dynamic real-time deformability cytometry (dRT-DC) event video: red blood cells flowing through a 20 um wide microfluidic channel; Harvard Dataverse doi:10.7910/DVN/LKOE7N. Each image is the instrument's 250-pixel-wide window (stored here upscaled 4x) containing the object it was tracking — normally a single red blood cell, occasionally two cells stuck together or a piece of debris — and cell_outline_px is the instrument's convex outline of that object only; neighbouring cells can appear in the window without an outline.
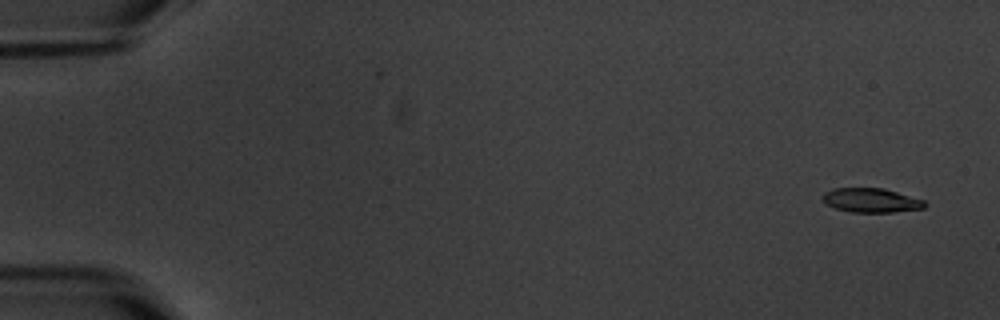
{"species": "common noctule bat (a hibernating species)", "species_latin": "Nyctalus noctula", "temperature_condition": "warm", "stored_images_in_passage": 7, "camera_frame_rate_fps": 3000, "um_per_image_px": 0.085, "animal": {"sex": "male", "body_mass_g": 20.1, "forearm_length_mm": 53.5}, "frame": {"image": 1, "passage_image": 1, "time_ms": 0.0, "image_size_px": [1000, 320], "cell_outline_px": [[928, 204], [924, 208], [892, 212], [852, 212], [836, 208], [824, 204], [820, 196], [824, 192], [832, 188], [884, 188], [924, 200]], "centroid_in_image_um": [74.01, 17.02], "position_along_channel_um": 11.0, "area_um2": 14.57}}
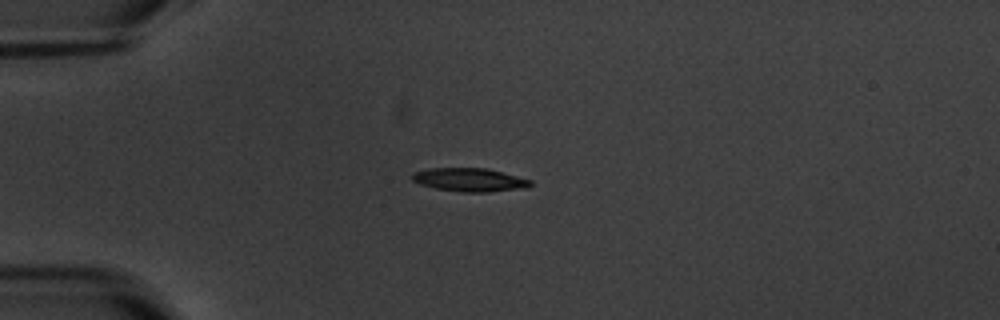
{"frame": {"image": 2, "passage_image": 4, "time_ms": 4.333, "image_size_px": [1000, 320], "cell_outline_px": [[532, 184], [528, 188], [488, 192], [464, 192], [436, 188], [420, 184], [412, 180], [412, 172], [428, 168], [488, 168], [532, 180]], "centroid_in_image_um": [39.94, 15.28], "position_along_channel_um": 45.1, "area_um2": 16.24}}